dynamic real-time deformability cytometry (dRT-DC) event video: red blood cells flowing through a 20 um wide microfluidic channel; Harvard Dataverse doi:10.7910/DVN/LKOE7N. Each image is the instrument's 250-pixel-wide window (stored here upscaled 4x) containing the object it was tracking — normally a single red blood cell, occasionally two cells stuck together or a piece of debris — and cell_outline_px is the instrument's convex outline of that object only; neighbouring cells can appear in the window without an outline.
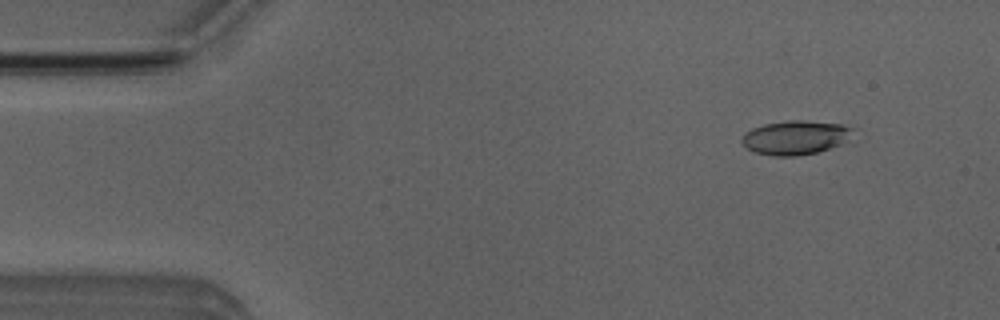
{"species": "Egyptian fruit bat (a non-hibernating species)", "species_latin": "Rousettus aegyptiacus", "temperature_condition": "room temperature", "stored_images_in_passage": 50, "camera_frame_rate_fps": 3000, "um_per_image_px": 0.085, "animal": {"sex": "male"}, "frame": {"image": 1, "passage_image": 4, "time_ms": 1.0, "image_size_px": [1000, 320], "cell_outline_px": [[856, 128], [848, 140], [840, 144], [816, 152], [796, 156], [772, 156], [756, 152], [748, 148], [740, 140], [752, 128], [764, 124], [788, 120], [804, 120], [840, 124]], "centroid_in_image_um": [67.64, 11.68], "position_along_channel_um": 17.4, "area_um2": 21.85}}
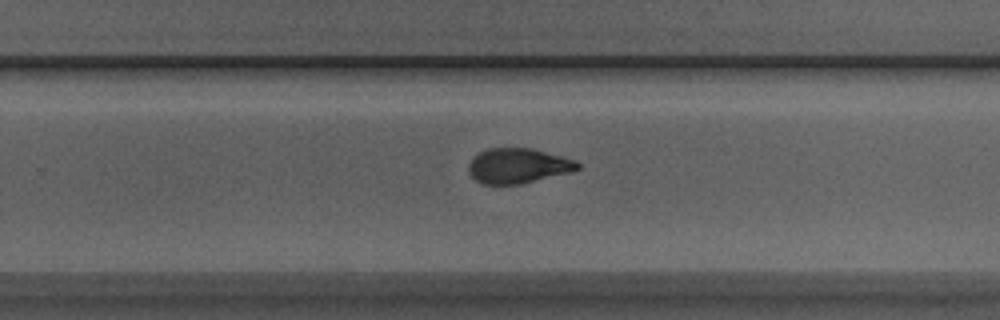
{"frame": {"image": 2, "passage_image": 31, "time_ms": 10.0, "image_size_px": [1000, 320], "cell_outline_px": [[580, 168], [572, 172], [520, 184], [484, 184], [476, 180], [468, 172], [468, 164], [480, 152], [488, 148], [532, 148], [576, 160], [580, 164]], "centroid_in_image_um": [44.06, 14.09], "position_along_channel_um": 285.7, "area_um2": 22.2}}
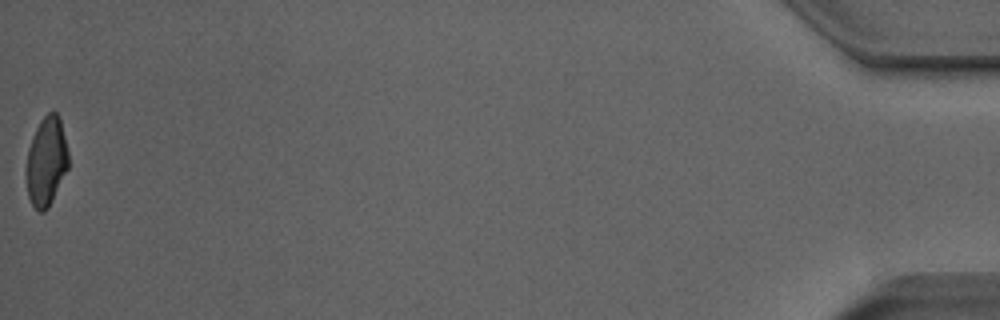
{"frame": {"image": 3, "passage_image": 50, "time_ms": 16.333, "image_size_px": [1000, 320], "cell_outline_px": [[68, 168], [48, 208], [44, 212], [40, 212], [32, 204], [28, 196], [24, 172], [28, 148], [32, 136], [40, 120], [48, 112], [56, 112], [60, 116], [68, 152]], "centroid_in_image_um": [3.91, 13.71], "position_along_channel_um": 431.3, "area_um2": 22.14}, "authors_computed_cell_mechanics": {"area_um2": 22.8599, "velocity_mm_per_s": 3.9874, "shape_relaxation_time_tau1_ms": 4.1102, "shape_relaxation_time_tau2_ms": 1.7547, "deformation_change_tau1": 0.1717, "deformation_change_tau2": 0.0912}}